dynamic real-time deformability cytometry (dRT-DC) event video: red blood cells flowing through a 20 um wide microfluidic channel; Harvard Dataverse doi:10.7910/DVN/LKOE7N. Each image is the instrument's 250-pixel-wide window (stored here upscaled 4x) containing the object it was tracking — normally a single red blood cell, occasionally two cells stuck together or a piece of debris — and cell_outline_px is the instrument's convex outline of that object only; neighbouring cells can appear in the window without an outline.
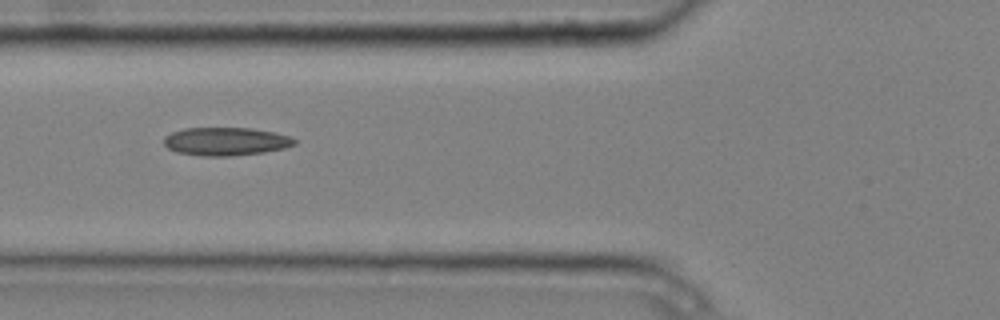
{"species": "common noctule bat (a hibernating species)", "species_latin": "Nyctalus noctula", "temperature_condition": "cold", "stored_images_in_passage": 7, "camera_frame_rate_fps": 3000, "um_per_image_px": 0.085, "animal": {"sex": "male", "body_mass_g": 20.4}, "frame": {"image": 1, "passage_image": 2, "time_ms": 0.333, "image_size_px": [1000, 320], "cell_outline_px": [[296, 144], [284, 148], [264, 152], [232, 156], [200, 156], [176, 152], [168, 148], [164, 144], [164, 136], [172, 132], [184, 128], [252, 128], [276, 132], [292, 136], [296, 140]], "centroid_in_image_um": [19.21, 12.02], "position_along_channel_um": 106.6, "area_um2": 21.68}}
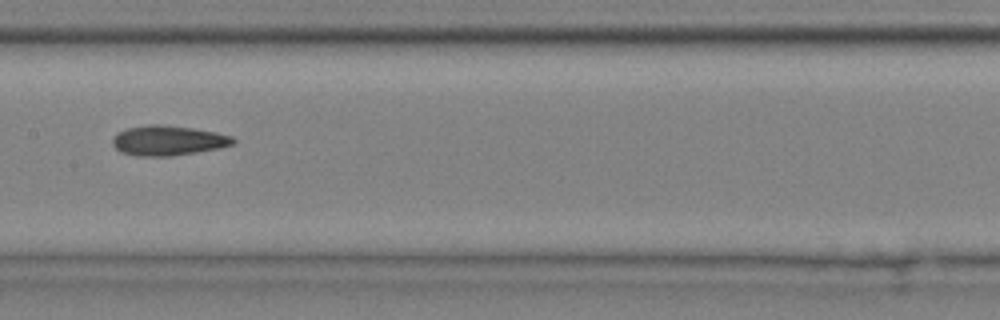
{"frame": {"image": 2, "passage_image": 4, "time_ms": 1.0, "image_size_px": [1000, 320], "cell_outline_px": [[236, 140], [232, 144], [220, 148], [172, 156], [136, 156], [120, 152], [112, 144], [112, 140], [116, 132], [128, 128], [148, 124], [164, 124], [192, 128], [216, 132], [232, 136]], "centroid_in_image_um": [14.26, 11.94], "position_along_channel_um": 193.1, "area_um2": 21.15}}
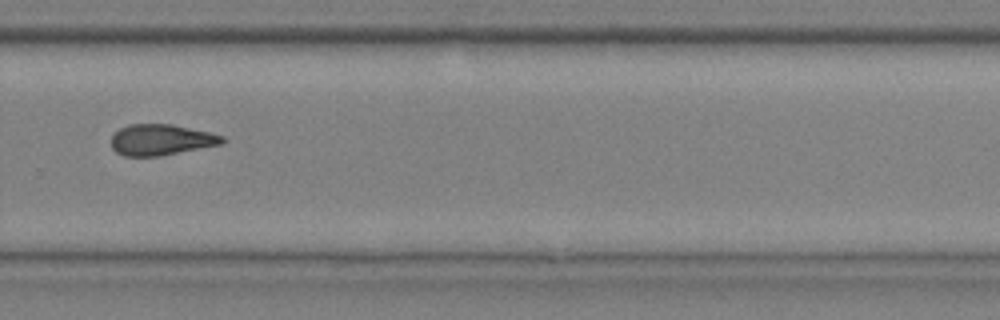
{"frame": {"image": 3, "passage_image": 7, "time_ms": 2.0, "image_size_px": [1000, 320], "cell_outline_px": [[228, 140], [220, 144], [160, 156], [124, 156], [116, 152], [112, 148], [112, 136], [120, 128], [128, 124], [172, 124], [208, 132], [224, 136]], "centroid_in_image_um": [13.69, 11.88], "position_along_channel_um": 316.1, "area_um2": 19.94}}